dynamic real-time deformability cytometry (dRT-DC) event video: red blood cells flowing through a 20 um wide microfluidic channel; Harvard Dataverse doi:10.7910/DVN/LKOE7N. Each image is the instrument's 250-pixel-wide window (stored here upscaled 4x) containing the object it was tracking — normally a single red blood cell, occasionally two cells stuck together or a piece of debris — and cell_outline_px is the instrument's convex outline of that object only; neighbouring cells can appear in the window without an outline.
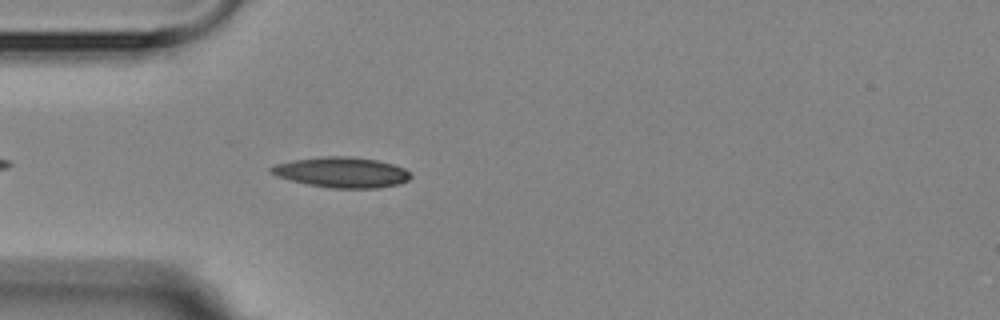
{"species": "Egyptian fruit bat (a non-hibernating species)", "species_latin": "Rousettus aegyptiacus", "temperature_condition": "room temperature", "stored_images_in_passage": 1, "camera_frame_rate_fps": 3000, "um_per_image_px": 0.085, "animal": {"sex": "female"}, "frame": {"image": 1, "passage_image": 1, "time_ms": 0.0, "image_size_px": [1000, 320], "cell_outline_px": [[412, 176], [408, 180], [400, 184], [376, 188], [332, 188], [308, 184], [276, 176], [268, 172], [268, 168], [276, 164], [292, 160], [324, 156], [348, 156], [376, 160], [392, 164], [404, 168], [412, 172]], "centroid_in_image_um": [29.05, 14.64], "position_along_channel_um": 55.9, "area_um2": 24.8}}